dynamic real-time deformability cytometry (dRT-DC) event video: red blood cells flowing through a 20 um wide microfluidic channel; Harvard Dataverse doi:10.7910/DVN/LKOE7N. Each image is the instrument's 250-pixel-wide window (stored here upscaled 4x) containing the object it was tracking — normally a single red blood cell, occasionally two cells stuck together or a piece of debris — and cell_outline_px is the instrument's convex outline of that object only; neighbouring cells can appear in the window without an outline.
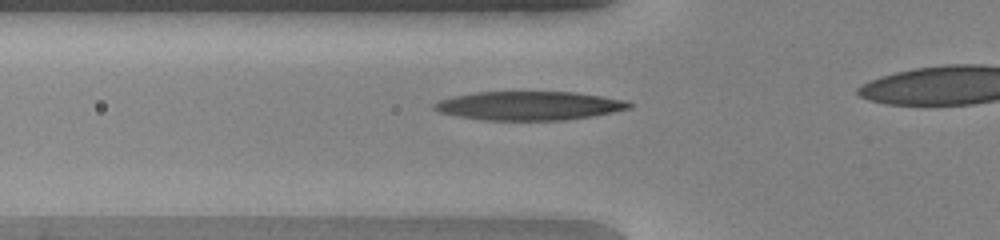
{"species": "human", "species_latin": "Homo sapiens", "temperature_condition": "warm", "stored_images_in_passage": 28, "camera_frame_rate_fps": 3000, "um_per_image_px": 0.085, "donor": {"sex": "female"}, "frame": {"image": 1, "passage_image": 5, "time_ms": 1.333, "image_size_px": [1000, 240], "cell_outline_px": [[632, 108], [592, 116], [564, 120], [484, 120], [456, 116], [440, 112], [432, 108], [432, 104], [436, 100], [452, 96], [476, 92], [576, 92], [628, 100], [632, 104]], "centroid_in_image_um": [44.95, 8.98], "position_along_channel_um": 80.8, "area_um2": 32.95}}
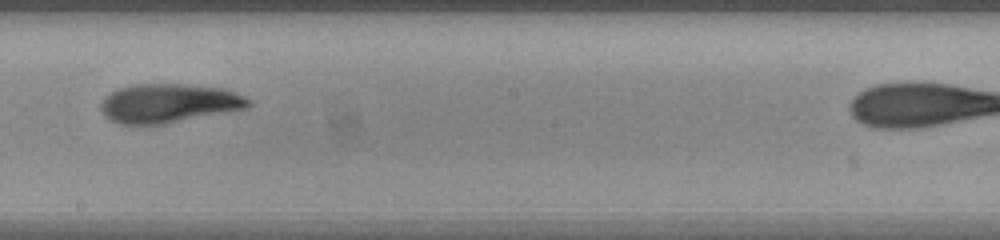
{"frame": {"image": 2, "passage_image": 16, "time_ms": 5.0, "image_size_px": [1000, 240], "cell_outline_px": [[252, 104], [248, 108], [164, 124], [116, 124], [108, 120], [104, 116], [100, 108], [100, 104], [104, 96], [120, 88], [132, 84], [184, 84], [224, 88], [236, 92], [252, 100]], "centroid_in_image_um": [14.34, 8.78], "position_along_channel_um": 233.9, "area_um2": 33.87}}
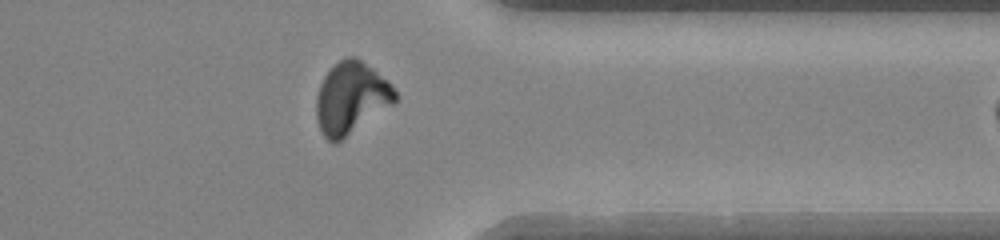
{"frame": {"image": 3, "passage_image": 27, "time_ms": 8.667, "image_size_px": [1000, 240], "cell_outline_px": [[396, 100], [392, 104], [336, 144], [332, 144], [320, 132], [316, 120], [316, 96], [320, 84], [324, 76], [332, 64], [348, 56], [356, 56], [388, 80], [392, 84], [396, 92]], "centroid_in_image_um": [29.81, 8.32], "position_along_channel_um": 381.6, "area_um2": 33.12}}